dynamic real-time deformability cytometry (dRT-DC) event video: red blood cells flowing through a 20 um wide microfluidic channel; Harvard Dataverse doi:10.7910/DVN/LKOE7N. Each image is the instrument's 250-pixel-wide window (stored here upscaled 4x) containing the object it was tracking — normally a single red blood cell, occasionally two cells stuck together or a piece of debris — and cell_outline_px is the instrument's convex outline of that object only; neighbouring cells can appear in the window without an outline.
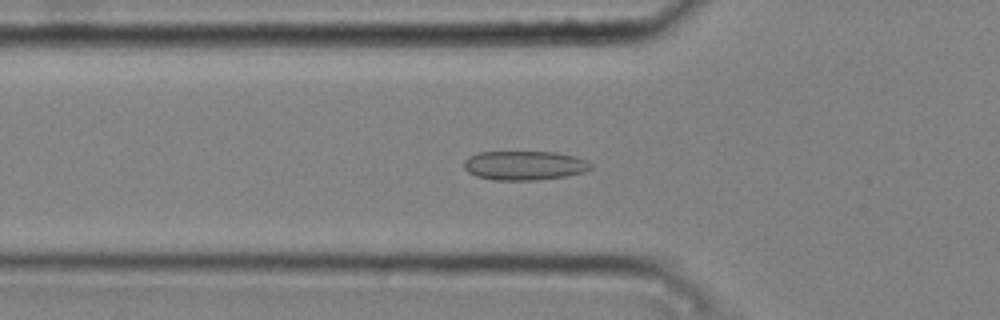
{"species": "common noctule bat (a hibernating species)", "species_latin": "Nyctalus noctula", "temperature_condition": "cold", "stored_images_in_passage": 49, "camera_frame_rate_fps": 3000, "um_per_image_px": 0.085, "animal": {"sex": "male", "body_mass_g": 20.4}, "frame": {"image": 1, "passage_image": 17, "time_ms": 5.333, "image_size_px": [1000, 320], "cell_outline_px": [[592, 168], [584, 172], [564, 176], [536, 180], [492, 180], [476, 176], [468, 172], [464, 168], [464, 160], [468, 156], [480, 152], [556, 152], [588, 160], [592, 164]], "centroid_in_image_um": [44.56, 14.06], "position_along_channel_um": 81.2, "area_um2": 21.62}}
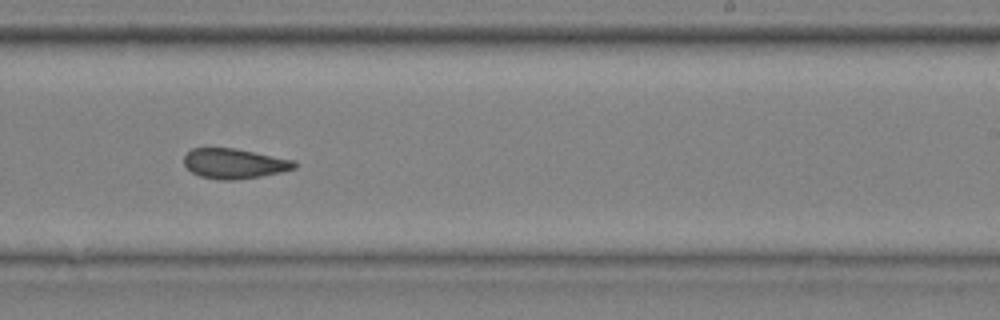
{"frame": {"image": 2, "passage_image": 32, "time_ms": 10.333, "image_size_px": [1000, 320], "cell_outline_px": [[296, 168], [280, 172], [260, 176], [236, 180], [220, 180], [200, 176], [192, 172], [184, 164], [184, 156], [192, 148], [236, 148], [296, 160]], "centroid_in_image_um": [19.93, 13.9], "position_along_channel_um": 269.1, "area_um2": 19.36}}
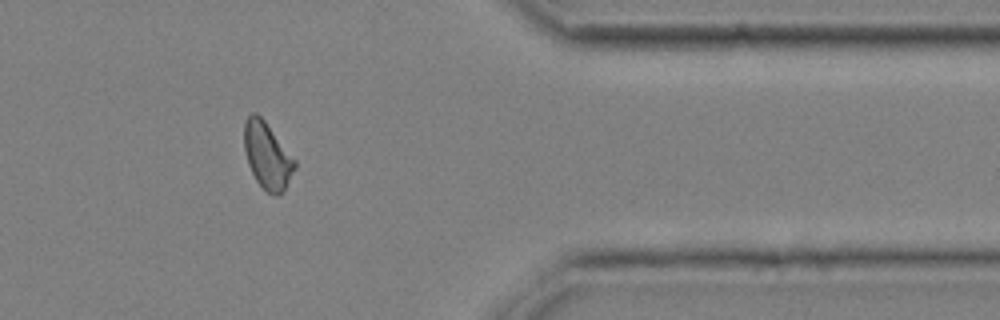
{"frame": {"image": 3, "passage_image": 43, "time_ms": 14.0, "image_size_px": [1000, 320], "cell_outline_px": [[296, 168], [284, 192], [280, 196], [276, 196], [268, 192], [256, 180], [248, 164], [244, 148], [244, 120], [252, 112], [256, 112], [264, 120], [296, 160]], "centroid_in_image_um": [22.73, 13.24], "position_along_channel_um": 388.7, "area_um2": 19.65}, "authors_computed_cell_mechanics": {"area_um2": 20.2878, "velocity_mm_per_s": 3.7594, "shape_relaxation_time_tau1_ms": null, "shape_relaxation_time_tau2_ms": 2.3088, "deformation_change_tau1": null, "deformation_change_tau2": 0.0745}}